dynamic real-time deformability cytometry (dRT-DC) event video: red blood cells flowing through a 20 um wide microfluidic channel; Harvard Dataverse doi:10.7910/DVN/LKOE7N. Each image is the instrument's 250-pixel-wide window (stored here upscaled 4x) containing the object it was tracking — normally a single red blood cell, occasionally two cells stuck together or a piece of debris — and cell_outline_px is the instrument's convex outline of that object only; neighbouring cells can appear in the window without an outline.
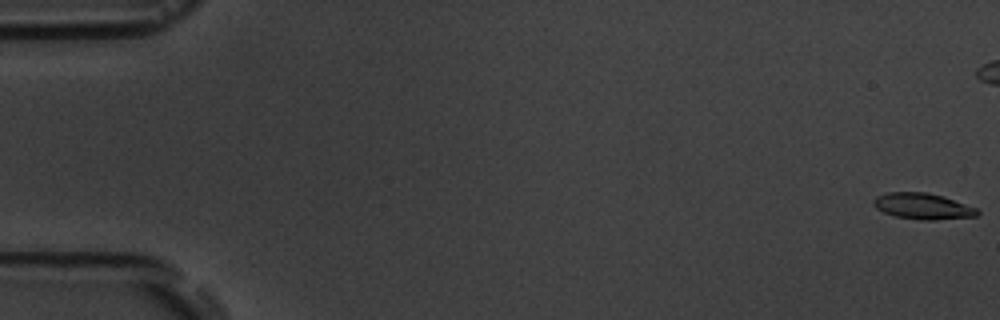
{"species": "common noctule bat (a hibernating species)", "species_latin": "Nyctalus noctula", "temperature_condition": "room temperature", "stored_images_in_passage": 6, "camera_frame_rate_fps": 3000, "um_per_image_px": 0.085, "animal": {"sex": "male", "body_mass_g": 19.5, "forearm_length_mm": 54.6}, "frame": {"image": 1, "passage_image": 1, "time_ms": 0.0, "image_size_px": [1000, 320], "cell_outline_px": [[980, 212], [976, 216], [936, 220], [924, 220], [896, 216], [884, 212], [876, 208], [872, 204], [872, 200], [876, 196], [888, 192], [928, 192], [944, 196], [976, 208]], "centroid_in_image_um": [78.42, 17.52], "position_along_channel_um": 6.6, "area_um2": 15.78}}